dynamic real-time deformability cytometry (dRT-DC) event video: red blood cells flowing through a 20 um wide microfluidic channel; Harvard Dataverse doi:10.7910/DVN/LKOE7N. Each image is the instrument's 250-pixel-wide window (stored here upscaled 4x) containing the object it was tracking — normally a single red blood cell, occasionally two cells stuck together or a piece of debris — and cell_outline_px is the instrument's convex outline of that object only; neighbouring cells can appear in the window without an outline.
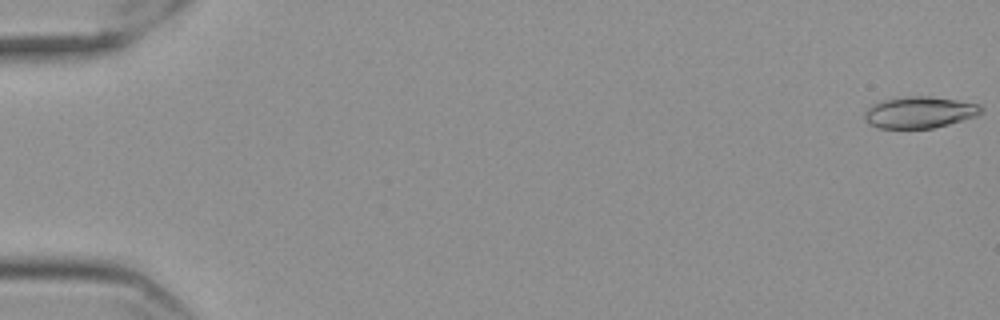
{"species": "Egyptian fruit bat (a non-hibernating species)", "species_latin": "Rousettus aegyptiacus", "temperature_condition": "cold", "stored_images_in_passage": 58, "camera_frame_rate_fps": 3000, "um_per_image_px": 0.085, "frame": {"image": 1, "passage_image": 1, "time_ms": 0.0, "image_size_px": [1000, 320], "cell_outline_px": [[984, 108], [976, 116], [948, 124], [932, 128], [876, 128], [868, 124], [864, 116], [864, 112], [872, 104], [884, 100], [908, 96], [928, 96], [956, 100], [980, 104]], "centroid_in_image_um": [78.14, 9.55], "position_along_channel_um": 6.9, "area_um2": 21.33}}
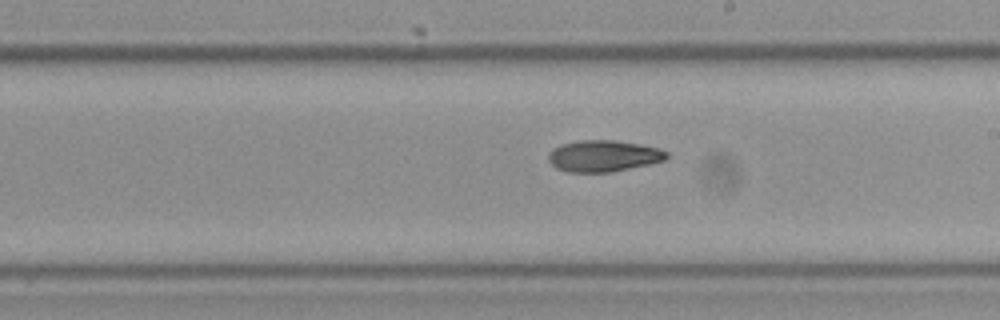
{"frame": {"image": 2, "passage_image": 34, "time_ms": 11.0, "image_size_px": [1000, 320], "cell_outline_px": [[668, 156], [664, 160], [648, 164], [612, 172], [568, 172], [556, 168], [548, 160], [548, 152], [552, 148], [560, 144], [576, 140], [616, 140], [640, 144], [660, 148], [668, 152]], "centroid_in_image_um": [51.26, 13.24], "position_along_channel_um": 237.7, "area_um2": 21.85}}
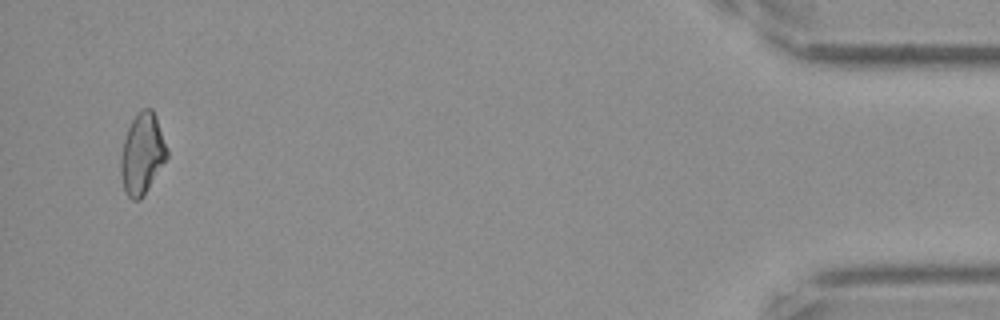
{"frame": {"image": 3, "passage_image": 56, "time_ms": 18.333, "image_size_px": [1000, 320], "cell_outline_px": [[168, 156], [144, 196], [140, 200], [132, 200], [124, 192], [120, 172], [120, 156], [124, 140], [128, 128], [132, 120], [144, 108], [152, 108], [156, 116], [168, 148]], "centroid_in_image_um": [12.09, 13.11], "position_along_channel_um": 423.1, "area_um2": 21.85}, "authors_computed_cell_mechanics": {"area_um2": 21.5883, "velocity_mm_per_s": 3.5699, "shape_relaxation_time_tau1_ms": 10.9737, "shape_relaxation_time_tau2_ms": null, "deformation_change_tau1": 0.2267, "deformation_change_tau2": null}}